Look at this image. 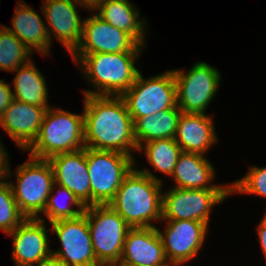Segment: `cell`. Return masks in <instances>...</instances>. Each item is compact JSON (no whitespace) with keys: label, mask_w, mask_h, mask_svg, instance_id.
<instances>
[{"label":"cell","mask_w":266,"mask_h":266,"mask_svg":"<svg viewBox=\"0 0 266 266\" xmlns=\"http://www.w3.org/2000/svg\"><path fill=\"white\" fill-rule=\"evenodd\" d=\"M91 185V205L109 204L124 178L135 167L136 158L117 151L86 147Z\"/></svg>","instance_id":"obj_6"},{"label":"cell","mask_w":266,"mask_h":266,"mask_svg":"<svg viewBox=\"0 0 266 266\" xmlns=\"http://www.w3.org/2000/svg\"><path fill=\"white\" fill-rule=\"evenodd\" d=\"M89 10L104 21L130 34L140 45L145 44L147 21L139 19L138 8L129 0H99ZM98 11V13H97Z\"/></svg>","instance_id":"obj_22"},{"label":"cell","mask_w":266,"mask_h":266,"mask_svg":"<svg viewBox=\"0 0 266 266\" xmlns=\"http://www.w3.org/2000/svg\"><path fill=\"white\" fill-rule=\"evenodd\" d=\"M0 26V70L14 73L31 60L32 53L4 25Z\"/></svg>","instance_id":"obj_27"},{"label":"cell","mask_w":266,"mask_h":266,"mask_svg":"<svg viewBox=\"0 0 266 266\" xmlns=\"http://www.w3.org/2000/svg\"><path fill=\"white\" fill-rule=\"evenodd\" d=\"M180 115L179 108H171L154 115L137 118L133 122L137 147L155 139H174Z\"/></svg>","instance_id":"obj_24"},{"label":"cell","mask_w":266,"mask_h":266,"mask_svg":"<svg viewBox=\"0 0 266 266\" xmlns=\"http://www.w3.org/2000/svg\"><path fill=\"white\" fill-rule=\"evenodd\" d=\"M41 18L24 0H18L13 21H11L12 28L5 27L23 42L32 54L37 51L47 56L50 54L51 43L46 23Z\"/></svg>","instance_id":"obj_20"},{"label":"cell","mask_w":266,"mask_h":266,"mask_svg":"<svg viewBox=\"0 0 266 266\" xmlns=\"http://www.w3.org/2000/svg\"><path fill=\"white\" fill-rule=\"evenodd\" d=\"M8 153L6 152V149L4 148L1 138H0V185L4 183V181L12 177V173L10 170V163L8 158Z\"/></svg>","instance_id":"obj_31"},{"label":"cell","mask_w":266,"mask_h":266,"mask_svg":"<svg viewBox=\"0 0 266 266\" xmlns=\"http://www.w3.org/2000/svg\"><path fill=\"white\" fill-rule=\"evenodd\" d=\"M84 3H86L90 8L99 0H80Z\"/></svg>","instance_id":"obj_34"},{"label":"cell","mask_w":266,"mask_h":266,"mask_svg":"<svg viewBox=\"0 0 266 266\" xmlns=\"http://www.w3.org/2000/svg\"><path fill=\"white\" fill-rule=\"evenodd\" d=\"M90 9L80 0H43L41 10L47 21L46 30L52 45V35L61 42L66 51L73 53L82 39L83 20L77 7Z\"/></svg>","instance_id":"obj_13"},{"label":"cell","mask_w":266,"mask_h":266,"mask_svg":"<svg viewBox=\"0 0 266 266\" xmlns=\"http://www.w3.org/2000/svg\"><path fill=\"white\" fill-rule=\"evenodd\" d=\"M215 171L213 164L207 160L206 156L182 152L171 175L175 181L173 187L182 189H231V184L212 185Z\"/></svg>","instance_id":"obj_21"},{"label":"cell","mask_w":266,"mask_h":266,"mask_svg":"<svg viewBox=\"0 0 266 266\" xmlns=\"http://www.w3.org/2000/svg\"><path fill=\"white\" fill-rule=\"evenodd\" d=\"M33 59L16 69V76L13 79V99L49 108L47 103L48 88L44 75L37 69Z\"/></svg>","instance_id":"obj_23"},{"label":"cell","mask_w":266,"mask_h":266,"mask_svg":"<svg viewBox=\"0 0 266 266\" xmlns=\"http://www.w3.org/2000/svg\"><path fill=\"white\" fill-rule=\"evenodd\" d=\"M133 122L143 116L178 108L173 70L145 79L139 72L134 84L121 96Z\"/></svg>","instance_id":"obj_8"},{"label":"cell","mask_w":266,"mask_h":266,"mask_svg":"<svg viewBox=\"0 0 266 266\" xmlns=\"http://www.w3.org/2000/svg\"><path fill=\"white\" fill-rule=\"evenodd\" d=\"M56 187L58 190L56 191ZM53 191H56L53 192ZM59 194V197L57 196ZM64 195L61 197V195ZM65 198V199H64ZM64 199V200H63ZM68 200L65 204V201ZM78 209H74L73 206ZM85 206L78 200V198L69 191L66 187L54 183L51 188V193L48 197L46 207L44 209V215L46 216L49 223L63 220L76 218L83 214Z\"/></svg>","instance_id":"obj_26"},{"label":"cell","mask_w":266,"mask_h":266,"mask_svg":"<svg viewBox=\"0 0 266 266\" xmlns=\"http://www.w3.org/2000/svg\"><path fill=\"white\" fill-rule=\"evenodd\" d=\"M25 219L18 208L10 182L5 181L0 185V230L9 234Z\"/></svg>","instance_id":"obj_28"},{"label":"cell","mask_w":266,"mask_h":266,"mask_svg":"<svg viewBox=\"0 0 266 266\" xmlns=\"http://www.w3.org/2000/svg\"><path fill=\"white\" fill-rule=\"evenodd\" d=\"M94 255L101 266L118 265L131 228L108 204L85 207Z\"/></svg>","instance_id":"obj_5"},{"label":"cell","mask_w":266,"mask_h":266,"mask_svg":"<svg viewBox=\"0 0 266 266\" xmlns=\"http://www.w3.org/2000/svg\"><path fill=\"white\" fill-rule=\"evenodd\" d=\"M54 183L66 187L86 207L91 205V185L86 147L71 153H60L48 159Z\"/></svg>","instance_id":"obj_17"},{"label":"cell","mask_w":266,"mask_h":266,"mask_svg":"<svg viewBox=\"0 0 266 266\" xmlns=\"http://www.w3.org/2000/svg\"><path fill=\"white\" fill-rule=\"evenodd\" d=\"M51 224V232L57 235L61 249L52 250V259L66 266H101L93 248L86 215L58 220Z\"/></svg>","instance_id":"obj_11"},{"label":"cell","mask_w":266,"mask_h":266,"mask_svg":"<svg viewBox=\"0 0 266 266\" xmlns=\"http://www.w3.org/2000/svg\"><path fill=\"white\" fill-rule=\"evenodd\" d=\"M234 193L266 197V167L250 166L245 176L231 183V195Z\"/></svg>","instance_id":"obj_29"},{"label":"cell","mask_w":266,"mask_h":266,"mask_svg":"<svg viewBox=\"0 0 266 266\" xmlns=\"http://www.w3.org/2000/svg\"><path fill=\"white\" fill-rule=\"evenodd\" d=\"M162 186V180L150 169L134 167L108 205L131 228L154 227V221L162 220Z\"/></svg>","instance_id":"obj_2"},{"label":"cell","mask_w":266,"mask_h":266,"mask_svg":"<svg viewBox=\"0 0 266 266\" xmlns=\"http://www.w3.org/2000/svg\"><path fill=\"white\" fill-rule=\"evenodd\" d=\"M93 12L92 16L83 20L82 39L73 53L143 52L145 46Z\"/></svg>","instance_id":"obj_14"},{"label":"cell","mask_w":266,"mask_h":266,"mask_svg":"<svg viewBox=\"0 0 266 266\" xmlns=\"http://www.w3.org/2000/svg\"><path fill=\"white\" fill-rule=\"evenodd\" d=\"M84 143L95 150L133 157L138 150L134 124L121 96L84 95Z\"/></svg>","instance_id":"obj_1"},{"label":"cell","mask_w":266,"mask_h":266,"mask_svg":"<svg viewBox=\"0 0 266 266\" xmlns=\"http://www.w3.org/2000/svg\"><path fill=\"white\" fill-rule=\"evenodd\" d=\"M17 184L10 182L20 212L26 218H38L44 212L54 184V173L47 159L29 156L16 169Z\"/></svg>","instance_id":"obj_7"},{"label":"cell","mask_w":266,"mask_h":266,"mask_svg":"<svg viewBox=\"0 0 266 266\" xmlns=\"http://www.w3.org/2000/svg\"><path fill=\"white\" fill-rule=\"evenodd\" d=\"M231 195V189L170 188L162 195L163 220H194L209 227L213 207Z\"/></svg>","instance_id":"obj_10"},{"label":"cell","mask_w":266,"mask_h":266,"mask_svg":"<svg viewBox=\"0 0 266 266\" xmlns=\"http://www.w3.org/2000/svg\"><path fill=\"white\" fill-rule=\"evenodd\" d=\"M257 233H258V238H259L258 240L260 242L262 253L266 259V212L264 214V218H262L258 224Z\"/></svg>","instance_id":"obj_32"},{"label":"cell","mask_w":266,"mask_h":266,"mask_svg":"<svg viewBox=\"0 0 266 266\" xmlns=\"http://www.w3.org/2000/svg\"><path fill=\"white\" fill-rule=\"evenodd\" d=\"M85 148L84 113H70L59 107H49L33 143L26 149L30 156L49 159L60 153H71Z\"/></svg>","instance_id":"obj_4"},{"label":"cell","mask_w":266,"mask_h":266,"mask_svg":"<svg viewBox=\"0 0 266 266\" xmlns=\"http://www.w3.org/2000/svg\"><path fill=\"white\" fill-rule=\"evenodd\" d=\"M177 86V106L182 113L205 114L217 94L221 75L218 69L197 62L187 72L173 70Z\"/></svg>","instance_id":"obj_9"},{"label":"cell","mask_w":266,"mask_h":266,"mask_svg":"<svg viewBox=\"0 0 266 266\" xmlns=\"http://www.w3.org/2000/svg\"><path fill=\"white\" fill-rule=\"evenodd\" d=\"M47 109L13 99L0 116V126L20 149L26 151L36 139Z\"/></svg>","instance_id":"obj_18"},{"label":"cell","mask_w":266,"mask_h":266,"mask_svg":"<svg viewBox=\"0 0 266 266\" xmlns=\"http://www.w3.org/2000/svg\"><path fill=\"white\" fill-rule=\"evenodd\" d=\"M44 217L26 218L8 235L13 237L12 257L16 266H42L52 259Z\"/></svg>","instance_id":"obj_15"},{"label":"cell","mask_w":266,"mask_h":266,"mask_svg":"<svg viewBox=\"0 0 266 266\" xmlns=\"http://www.w3.org/2000/svg\"><path fill=\"white\" fill-rule=\"evenodd\" d=\"M42 266H66V265L59 263V262L55 261L54 259H51V260L45 262Z\"/></svg>","instance_id":"obj_33"},{"label":"cell","mask_w":266,"mask_h":266,"mask_svg":"<svg viewBox=\"0 0 266 266\" xmlns=\"http://www.w3.org/2000/svg\"><path fill=\"white\" fill-rule=\"evenodd\" d=\"M117 266H171L158 227L130 228Z\"/></svg>","instance_id":"obj_16"},{"label":"cell","mask_w":266,"mask_h":266,"mask_svg":"<svg viewBox=\"0 0 266 266\" xmlns=\"http://www.w3.org/2000/svg\"><path fill=\"white\" fill-rule=\"evenodd\" d=\"M164 232L158 228L166 258L171 266L185 265L199 254L208 226L194 220H165Z\"/></svg>","instance_id":"obj_12"},{"label":"cell","mask_w":266,"mask_h":266,"mask_svg":"<svg viewBox=\"0 0 266 266\" xmlns=\"http://www.w3.org/2000/svg\"><path fill=\"white\" fill-rule=\"evenodd\" d=\"M141 52L72 53L95 90H84V95L122 96L136 81L139 69L135 60Z\"/></svg>","instance_id":"obj_3"},{"label":"cell","mask_w":266,"mask_h":266,"mask_svg":"<svg viewBox=\"0 0 266 266\" xmlns=\"http://www.w3.org/2000/svg\"><path fill=\"white\" fill-rule=\"evenodd\" d=\"M213 119L207 114L181 112L174 139L182 152L205 156L208 149L218 141Z\"/></svg>","instance_id":"obj_19"},{"label":"cell","mask_w":266,"mask_h":266,"mask_svg":"<svg viewBox=\"0 0 266 266\" xmlns=\"http://www.w3.org/2000/svg\"><path fill=\"white\" fill-rule=\"evenodd\" d=\"M12 84L6 83L4 79H0V116L13 100Z\"/></svg>","instance_id":"obj_30"},{"label":"cell","mask_w":266,"mask_h":266,"mask_svg":"<svg viewBox=\"0 0 266 266\" xmlns=\"http://www.w3.org/2000/svg\"><path fill=\"white\" fill-rule=\"evenodd\" d=\"M137 151H144L150 165L169 177L182 153L181 147L172 138L149 141L141 145Z\"/></svg>","instance_id":"obj_25"}]
</instances>
